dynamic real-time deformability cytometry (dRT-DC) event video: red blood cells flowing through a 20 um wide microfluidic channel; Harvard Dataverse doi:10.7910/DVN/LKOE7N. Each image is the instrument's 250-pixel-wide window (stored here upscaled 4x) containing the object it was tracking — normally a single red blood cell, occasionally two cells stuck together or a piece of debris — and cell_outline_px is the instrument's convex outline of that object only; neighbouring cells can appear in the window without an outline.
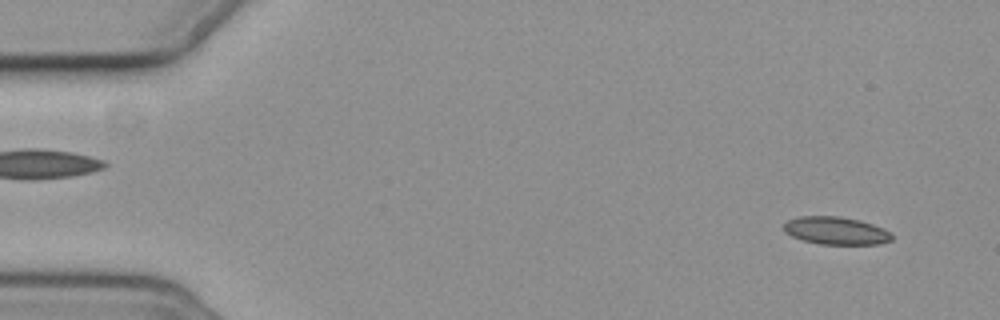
{"species": "common noctule bat (a hibernating species)", "species_latin": "Nyctalus noctula", "temperature_condition": "cold", "stored_images_in_passage": 5, "camera_frame_rate_fps": 3000, "um_per_image_px": 0.085, "animal": {"sex": "female", "body_mass_g": 19.3, "forearm_length_mm": 54.1}, "frame": {"image": 1, "passage_image": 1, "time_ms": 0.0, "image_size_px": [1000, 320], "cell_outline_px": [[892, 240], [880, 244], [820, 244], [804, 240], [792, 236], [784, 232], [784, 224], [788, 220], [800, 216], [840, 216], [860, 220], [884, 228], [892, 236]], "centroid_in_image_um": [71.06, 19.6], "position_along_channel_um": 13.9, "area_um2": 17.4}}
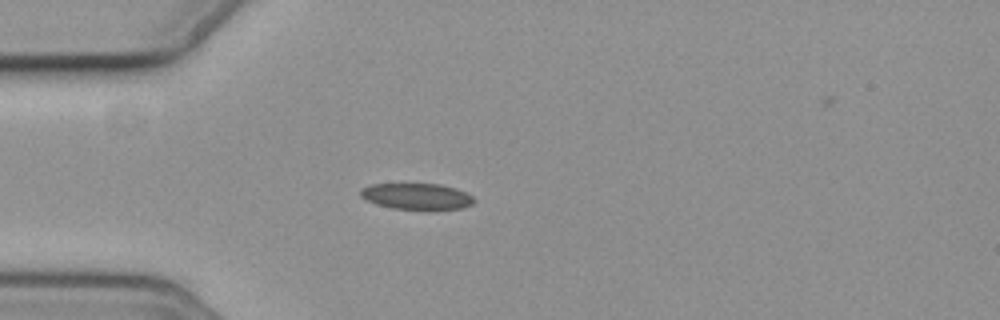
{"frame": {"image": 2, "passage_image": 4, "time_ms": 4.0, "image_size_px": [1000, 320], "cell_outline_px": [[476, 200], [472, 204], [464, 208], [428, 212], [392, 208], [376, 204], [360, 196], [360, 188], [372, 184], [440, 184], [456, 188], [472, 196]], "centroid_in_image_um": [35.46, 16.73], "position_along_channel_um": 49.5, "area_um2": 17.98}}